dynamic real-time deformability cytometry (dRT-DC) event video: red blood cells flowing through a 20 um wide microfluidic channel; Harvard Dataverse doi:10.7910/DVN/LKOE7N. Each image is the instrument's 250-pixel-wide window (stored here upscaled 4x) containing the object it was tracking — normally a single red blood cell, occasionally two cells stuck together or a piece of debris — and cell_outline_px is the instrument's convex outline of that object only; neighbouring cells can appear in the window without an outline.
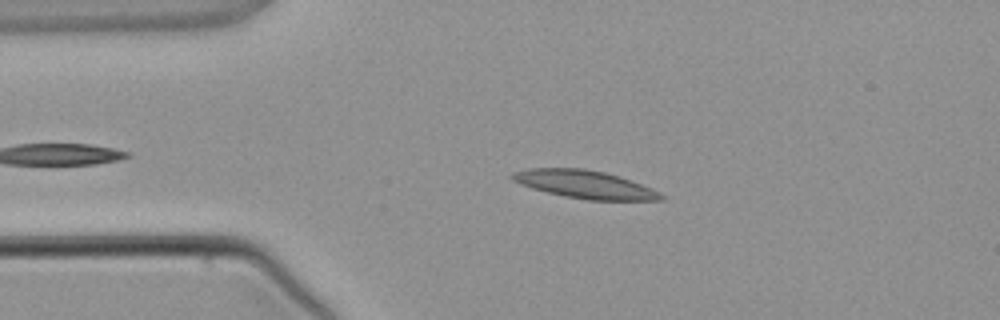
{"species": "common noctule bat (a hibernating species)", "species_latin": "Nyctalus noctula", "temperature_condition": "warm", "stored_images_in_passage": 3, "camera_frame_rate_fps": 3000, "um_per_image_px": 0.085, "animal": {"sex": "male", "body_mass_g": 21.5, "forearm_length_mm": 52.0}, "frame": {"image": 1, "passage_image": 2, "time_ms": 2.667, "image_size_px": [1000, 320], "cell_outline_px": [[664, 200], [588, 200], [564, 196], [532, 188], [520, 184], [512, 180], [508, 176], [516, 172], [528, 168], [584, 168], [604, 172], [620, 176], [632, 180], [652, 188], [660, 192], [664, 196]], "centroid_in_image_um": [49.73, 15.67], "position_along_channel_um": 35.3, "area_um2": 24.28}}
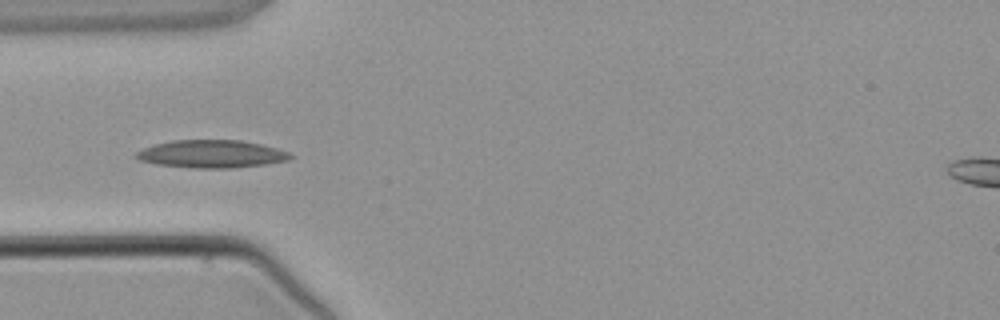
{"frame": {"image": 2, "passage_image": 3, "time_ms": 4.0, "image_size_px": [1000, 320], "cell_outline_px": [[292, 156], [288, 160], [264, 164], [232, 168], [192, 168], [156, 164], [140, 160], [132, 156], [136, 152], [152, 144], [172, 140], [240, 140], [260, 144], [276, 148], [288, 152]], "centroid_in_image_um": [17.92, 13.08], "position_along_channel_um": 67.1, "area_um2": 24.91}}